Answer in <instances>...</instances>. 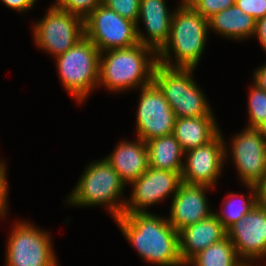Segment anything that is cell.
I'll use <instances>...</instances> for the list:
<instances>
[{
	"label": "cell",
	"instance_id": "14",
	"mask_svg": "<svg viewBox=\"0 0 266 266\" xmlns=\"http://www.w3.org/2000/svg\"><path fill=\"white\" fill-rule=\"evenodd\" d=\"M243 131L232 141L233 159L244 184L257 186L264 178L266 141L257 128Z\"/></svg>",
	"mask_w": 266,
	"mask_h": 266
},
{
	"label": "cell",
	"instance_id": "24",
	"mask_svg": "<svg viewBox=\"0 0 266 266\" xmlns=\"http://www.w3.org/2000/svg\"><path fill=\"white\" fill-rule=\"evenodd\" d=\"M248 112L250 125L249 128H257L266 120V92L258 85L250 91Z\"/></svg>",
	"mask_w": 266,
	"mask_h": 266
},
{
	"label": "cell",
	"instance_id": "7",
	"mask_svg": "<svg viewBox=\"0 0 266 266\" xmlns=\"http://www.w3.org/2000/svg\"><path fill=\"white\" fill-rule=\"evenodd\" d=\"M85 37L101 53L138 44L136 23L100 4L84 19Z\"/></svg>",
	"mask_w": 266,
	"mask_h": 266
},
{
	"label": "cell",
	"instance_id": "30",
	"mask_svg": "<svg viewBox=\"0 0 266 266\" xmlns=\"http://www.w3.org/2000/svg\"><path fill=\"white\" fill-rule=\"evenodd\" d=\"M6 6L11 9L19 10L20 12L30 9L36 0H1Z\"/></svg>",
	"mask_w": 266,
	"mask_h": 266
},
{
	"label": "cell",
	"instance_id": "4",
	"mask_svg": "<svg viewBox=\"0 0 266 266\" xmlns=\"http://www.w3.org/2000/svg\"><path fill=\"white\" fill-rule=\"evenodd\" d=\"M192 70L160 63L155 66L153 82L164 94L176 118L213 116L205 96L192 79Z\"/></svg>",
	"mask_w": 266,
	"mask_h": 266
},
{
	"label": "cell",
	"instance_id": "34",
	"mask_svg": "<svg viewBox=\"0 0 266 266\" xmlns=\"http://www.w3.org/2000/svg\"><path fill=\"white\" fill-rule=\"evenodd\" d=\"M257 129L266 141V120L260 126H258Z\"/></svg>",
	"mask_w": 266,
	"mask_h": 266
},
{
	"label": "cell",
	"instance_id": "10",
	"mask_svg": "<svg viewBox=\"0 0 266 266\" xmlns=\"http://www.w3.org/2000/svg\"><path fill=\"white\" fill-rule=\"evenodd\" d=\"M142 94L137 112V135L147 142L173 133L176 116L157 85L141 87Z\"/></svg>",
	"mask_w": 266,
	"mask_h": 266
},
{
	"label": "cell",
	"instance_id": "1",
	"mask_svg": "<svg viewBox=\"0 0 266 266\" xmlns=\"http://www.w3.org/2000/svg\"><path fill=\"white\" fill-rule=\"evenodd\" d=\"M140 256L161 266H184L179 255V232L167 219L149 212L123 213L115 218Z\"/></svg>",
	"mask_w": 266,
	"mask_h": 266
},
{
	"label": "cell",
	"instance_id": "18",
	"mask_svg": "<svg viewBox=\"0 0 266 266\" xmlns=\"http://www.w3.org/2000/svg\"><path fill=\"white\" fill-rule=\"evenodd\" d=\"M107 158V162L126 183L137 180L149 168L146 142L138 138V142H121Z\"/></svg>",
	"mask_w": 266,
	"mask_h": 266
},
{
	"label": "cell",
	"instance_id": "28",
	"mask_svg": "<svg viewBox=\"0 0 266 266\" xmlns=\"http://www.w3.org/2000/svg\"><path fill=\"white\" fill-rule=\"evenodd\" d=\"M235 5L255 20L266 16V0H235Z\"/></svg>",
	"mask_w": 266,
	"mask_h": 266
},
{
	"label": "cell",
	"instance_id": "35",
	"mask_svg": "<svg viewBox=\"0 0 266 266\" xmlns=\"http://www.w3.org/2000/svg\"><path fill=\"white\" fill-rule=\"evenodd\" d=\"M264 178H266V148H265V151H264Z\"/></svg>",
	"mask_w": 266,
	"mask_h": 266
},
{
	"label": "cell",
	"instance_id": "15",
	"mask_svg": "<svg viewBox=\"0 0 266 266\" xmlns=\"http://www.w3.org/2000/svg\"><path fill=\"white\" fill-rule=\"evenodd\" d=\"M209 186L182 182L173 197L168 222L179 232L184 227L208 218L213 213L207 205L204 190Z\"/></svg>",
	"mask_w": 266,
	"mask_h": 266
},
{
	"label": "cell",
	"instance_id": "32",
	"mask_svg": "<svg viewBox=\"0 0 266 266\" xmlns=\"http://www.w3.org/2000/svg\"><path fill=\"white\" fill-rule=\"evenodd\" d=\"M257 189V203L266 210V178L256 186Z\"/></svg>",
	"mask_w": 266,
	"mask_h": 266
},
{
	"label": "cell",
	"instance_id": "12",
	"mask_svg": "<svg viewBox=\"0 0 266 266\" xmlns=\"http://www.w3.org/2000/svg\"><path fill=\"white\" fill-rule=\"evenodd\" d=\"M224 142L219 133L212 141L186 151V164L183 165L182 182L209 186L216 183L226 155Z\"/></svg>",
	"mask_w": 266,
	"mask_h": 266
},
{
	"label": "cell",
	"instance_id": "16",
	"mask_svg": "<svg viewBox=\"0 0 266 266\" xmlns=\"http://www.w3.org/2000/svg\"><path fill=\"white\" fill-rule=\"evenodd\" d=\"M227 236V230L213 212L208 218L179 231V255L184 265L210 245Z\"/></svg>",
	"mask_w": 266,
	"mask_h": 266
},
{
	"label": "cell",
	"instance_id": "5",
	"mask_svg": "<svg viewBox=\"0 0 266 266\" xmlns=\"http://www.w3.org/2000/svg\"><path fill=\"white\" fill-rule=\"evenodd\" d=\"M125 183L120 179L119 174L112 166L103 159L99 162L90 164L68 201L77 205H99L106 204L113 217L117 218L123 214L125 202L116 204L120 198Z\"/></svg>",
	"mask_w": 266,
	"mask_h": 266
},
{
	"label": "cell",
	"instance_id": "9",
	"mask_svg": "<svg viewBox=\"0 0 266 266\" xmlns=\"http://www.w3.org/2000/svg\"><path fill=\"white\" fill-rule=\"evenodd\" d=\"M14 226L7 247V266H57L47 232L28 223Z\"/></svg>",
	"mask_w": 266,
	"mask_h": 266
},
{
	"label": "cell",
	"instance_id": "21",
	"mask_svg": "<svg viewBox=\"0 0 266 266\" xmlns=\"http://www.w3.org/2000/svg\"><path fill=\"white\" fill-rule=\"evenodd\" d=\"M255 24L256 20L235 4L208 19V27L228 38L235 39H244L249 35H254Z\"/></svg>",
	"mask_w": 266,
	"mask_h": 266
},
{
	"label": "cell",
	"instance_id": "6",
	"mask_svg": "<svg viewBox=\"0 0 266 266\" xmlns=\"http://www.w3.org/2000/svg\"><path fill=\"white\" fill-rule=\"evenodd\" d=\"M101 52L88 38H82L64 54L57 56L60 79L78 101L86 98L98 83Z\"/></svg>",
	"mask_w": 266,
	"mask_h": 266
},
{
	"label": "cell",
	"instance_id": "33",
	"mask_svg": "<svg viewBox=\"0 0 266 266\" xmlns=\"http://www.w3.org/2000/svg\"><path fill=\"white\" fill-rule=\"evenodd\" d=\"M254 82L266 92V65L255 71Z\"/></svg>",
	"mask_w": 266,
	"mask_h": 266
},
{
	"label": "cell",
	"instance_id": "31",
	"mask_svg": "<svg viewBox=\"0 0 266 266\" xmlns=\"http://www.w3.org/2000/svg\"><path fill=\"white\" fill-rule=\"evenodd\" d=\"M254 34L258 36L259 42L266 51V16L256 20Z\"/></svg>",
	"mask_w": 266,
	"mask_h": 266
},
{
	"label": "cell",
	"instance_id": "22",
	"mask_svg": "<svg viewBox=\"0 0 266 266\" xmlns=\"http://www.w3.org/2000/svg\"><path fill=\"white\" fill-rule=\"evenodd\" d=\"M238 254L230 239L226 236L199 252L187 264L195 266H244L246 262L238 259Z\"/></svg>",
	"mask_w": 266,
	"mask_h": 266
},
{
	"label": "cell",
	"instance_id": "3",
	"mask_svg": "<svg viewBox=\"0 0 266 266\" xmlns=\"http://www.w3.org/2000/svg\"><path fill=\"white\" fill-rule=\"evenodd\" d=\"M103 52H107L108 55L103 58L102 53L100 54L98 83L110 90L121 91L128 87L135 88L140 84L144 87L153 82V72L158 58L146 57L148 53L152 56L154 53L157 55L153 48L138 43L131 47Z\"/></svg>",
	"mask_w": 266,
	"mask_h": 266
},
{
	"label": "cell",
	"instance_id": "13",
	"mask_svg": "<svg viewBox=\"0 0 266 266\" xmlns=\"http://www.w3.org/2000/svg\"><path fill=\"white\" fill-rule=\"evenodd\" d=\"M237 254L245 259L266 256V210L258 203L227 229Z\"/></svg>",
	"mask_w": 266,
	"mask_h": 266
},
{
	"label": "cell",
	"instance_id": "19",
	"mask_svg": "<svg viewBox=\"0 0 266 266\" xmlns=\"http://www.w3.org/2000/svg\"><path fill=\"white\" fill-rule=\"evenodd\" d=\"M220 130L213 116L176 118L173 136L184 152L212 141Z\"/></svg>",
	"mask_w": 266,
	"mask_h": 266
},
{
	"label": "cell",
	"instance_id": "29",
	"mask_svg": "<svg viewBox=\"0 0 266 266\" xmlns=\"http://www.w3.org/2000/svg\"><path fill=\"white\" fill-rule=\"evenodd\" d=\"M5 165L3 162L0 163V215H5L6 205H7V181L5 175Z\"/></svg>",
	"mask_w": 266,
	"mask_h": 266
},
{
	"label": "cell",
	"instance_id": "27",
	"mask_svg": "<svg viewBox=\"0 0 266 266\" xmlns=\"http://www.w3.org/2000/svg\"><path fill=\"white\" fill-rule=\"evenodd\" d=\"M186 2L207 20L235 4V0H187Z\"/></svg>",
	"mask_w": 266,
	"mask_h": 266
},
{
	"label": "cell",
	"instance_id": "26",
	"mask_svg": "<svg viewBox=\"0 0 266 266\" xmlns=\"http://www.w3.org/2000/svg\"><path fill=\"white\" fill-rule=\"evenodd\" d=\"M140 1L141 0H102V4L122 17L135 22L136 29H138Z\"/></svg>",
	"mask_w": 266,
	"mask_h": 266
},
{
	"label": "cell",
	"instance_id": "2",
	"mask_svg": "<svg viewBox=\"0 0 266 266\" xmlns=\"http://www.w3.org/2000/svg\"><path fill=\"white\" fill-rule=\"evenodd\" d=\"M180 4L176 12H173L169 39L156 56L158 63L164 66L195 69L206 43L208 20L187 2ZM169 48L176 54V65L170 64Z\"/></svg>",
	"mask_w": 266,
	"mask_h": 266
},
{
	"label": "cell",
	"instance_id": "11",
	"mask_svg": "<svg viewBox=\"0 0 266 266\" xmlns=\"http://www.w3.org/2000/svg\"><path fill=\"white\" fill-rule=\"evenodd\" d=\"M182 183L181 173L149 167L144 174L133 181V193L125 203L123 213H144L145 207L178 191ZM143 208V209H142Z\"/></svg>",
	"mask_w": 266,
	"mask_h": 266
},
{
	"label": "cell",
	"instance_id": "25",
	"mask_svg": "<svg viewBox=\"0 0 266 266\" xmlns=\"http://www.w3.org/2000/svg\"><path fill=\"white\" fill-rule=\"evenodd\" d=\"M101 3L102 0H57L52 6L86 19Z\"/></svg>",
	"mask_w": 266,
	"mask_h": 266
},
{
	"label": "cell",
	"instance_id": "8",
	"mask_svg": "<svg viewBox=\"0 0 266 266\" xmlns=\"http://www.w3.org/2000/svg\"><path fill=\"white\" fill-rule=\"evenodd\" d=\"M34 26L38 46L55 57L64 54L85 37L84 19L54 6Z\"/></svg>",
	"mask_w": 266,
	"mask_h": 266
},
{
	"label": "cell",
	"instance_id": "23",
	"mask_svg": "<svg viewBox=\"0 0 266 266\" xmlns=\"http://www.w3.org/2000/svg\"><path fill=\"white\" fill-rule=\"evenodd\" d=\"M254 194L253 197L250 198L249 200H245L243 195L241 196L242 198L240 199L239 203L240 204H235L234 201L228 200L227 203H224L225 208L227 210H224L223 214H215L218 220L221 222L223 227L227 230L232 224L235 222L241 220L244 218V216L249 213L253 207L257 204V189L256 186L249 185V187Z\"/></svg>",
	"mask_w": 266,
	"mask_h": 266
},
{
	"label": "cell",
	"instance_id": "17",
	"mask_svg": "<svg viewBox=\"0 0 266 266\" xmlns=\"http://www.w3.org/2000/svg\"><path fill=\"white\" fill-rule=\"evenodd\" d=\"M168 12L164 0H141L139 19L142 18L149 38L137 29L138 42L158 52L168 41L173 14Z\"/></svg>",
	"mask_w": 266,
	"mask_h": 266
},
{
	"label": "cell",
	"instance_id": "20",
	"mask_svg": "<svg viewBox=\"0 0 266 266\" xmlns=\"http://www.w3.org/2000/svg\"><path fill=\"white\" fill-rule=\"evenodd\" d=\"M149 158V167L182 172L183 165L181 157L184 156L180 143L173 134L156 137L146 142Z\"/></svg>",
	"mask_w": 266,
	"mask_h": 266
}]
</instances>
